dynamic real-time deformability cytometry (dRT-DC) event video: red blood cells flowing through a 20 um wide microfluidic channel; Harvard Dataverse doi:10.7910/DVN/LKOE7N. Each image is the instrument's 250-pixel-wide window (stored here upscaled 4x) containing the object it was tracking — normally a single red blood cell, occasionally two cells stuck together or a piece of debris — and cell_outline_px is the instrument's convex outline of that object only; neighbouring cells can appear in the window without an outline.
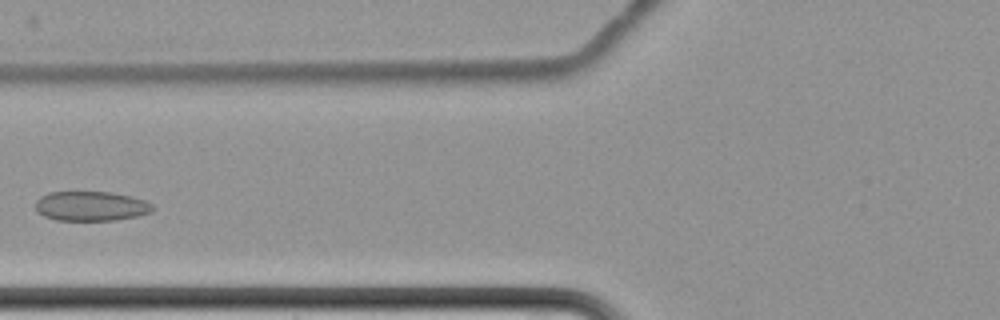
{"species": "common noctule bat (a hibernating species)", "species_latin": "Nyctalus noctula", "temperature_condition": "cold", "stored_images_in_passage": 7, "camera_frame_rate_fps": 3000, "um_per_image_px": 0.085, "animal": {"sex": "female", "body_mass_g": 22.7, "forearm_length_mm": 54.2}, "frame": {"image": 1, "passage_image": 5, "time_ms": 5.667, "image_size_px": [1000, 320], "cell_outline_px": [[152, 212], [136, 216], [116, 220], [56, 220], [44, 216], [36, 212], [36, 200], [40, 196], [48, 192], [112, 192], [132, 196], [144, 200], [152, 204]], "centroid_in_image_um": [7.71, 17.51], "position_along_channel_um": 118.1, "area_um2": 20.29}}
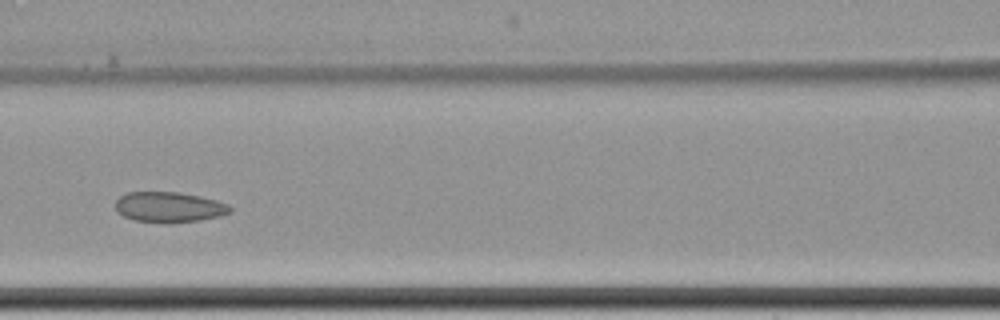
{"frame": {"image": 2, "passage_image": 6, "time_ms": 6.667, "image_size_px": [1000, 320], "cell_outline_px": [[232, 212], [220, 216], [200, 220], [168, 224], [164, 224], [136, 220], [124, 216], [116, 212], [116, 200], [120, 196], [128, 192], [180, 192], [200, 196], [216, 200], [228, 204], [232, 208]], "centroid_in_image_um": [14.39, 17.61], "position_along_channel_um": 152.2, "area_um2": 20.58}}
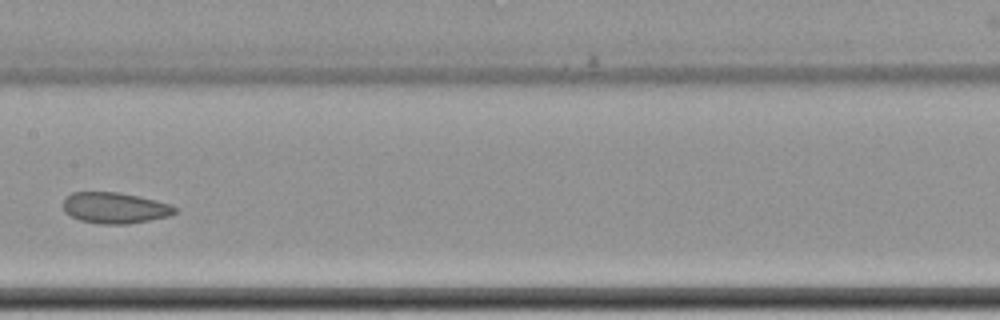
{"frame": {"image": 3, "passage_image": 7, "time_ms": 8.0, "image_size_px": [1000, 320], "cell_outline_px": [[180, 212], [168, 216], [128, 224], [100, 224], [80, 220], [64, 212], [64, 196], [72, 192], [116, 192], [156, 200], [172, 204]], "centroid_in_image_um": [9.77, 17.67], "position_along_channel_um": 197.6, "area_um2": 20.23}}